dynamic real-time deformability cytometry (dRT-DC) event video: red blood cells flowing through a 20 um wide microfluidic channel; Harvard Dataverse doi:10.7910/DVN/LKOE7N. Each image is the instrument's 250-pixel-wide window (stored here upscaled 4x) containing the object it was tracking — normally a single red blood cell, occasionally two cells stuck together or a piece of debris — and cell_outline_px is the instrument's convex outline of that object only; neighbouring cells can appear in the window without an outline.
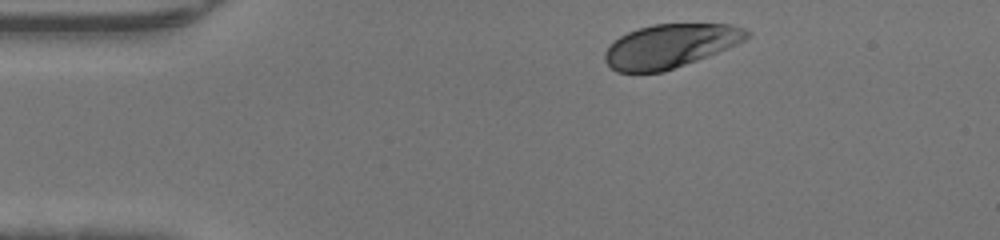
{"species": "human", "species_latin": "Homo sapiens", "temperature_condition": "warm", "stored_images_in_passage": 36, "camera_frame_rate_fps": 3000, "um_per_image_px": 0.085, "donor": {"sex": "male"}, "frame": {"image": 1, "passage_image": 1, "time_ms": 0.0, "image_size_px": [1000, 240], "cell_outline_px": [[752, 36], [736, 44], [708, 56], [664, 72], [616, 72], [604, 60], [604, 52], [620, 36], [628, 32], [652, 24], [732, 24], [744, 28], [752, 32]], "centroid_in_image_um": [56.99, 3.9], "position_along_channel_um": 28.0, "area_um2": 36.01}}
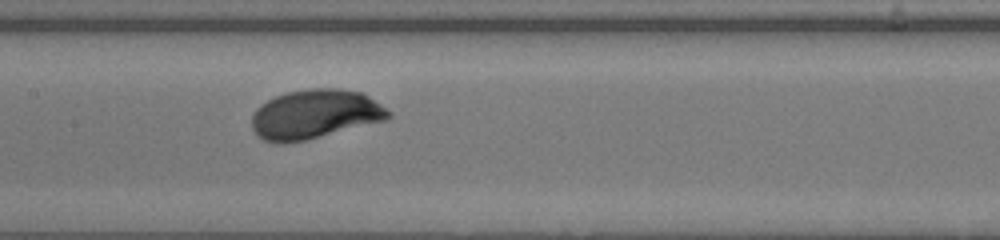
{"frame": {"image": 2, "passage_image": 16, "time_ms": 5.0, "image_size_px": [1000, 240], "cell_outline_px": [[392, 116], [388, 120], [304, 140], [280, 144], [276, 144], [264, 140], [256, 136], [252, 128], [252, 112], [260, 104], [276, 96], [288, 92], [308, 88], [340, 88], [360, 92], [368, 96], [392, 112]], "centroid_in_image_um": [26.76, 9.71], "position_along_channel_um": 180.6, "area_um2": 39.42}}
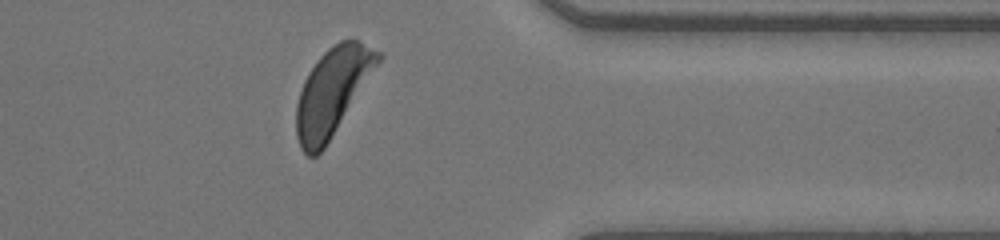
{"frame": {"image": 3, "passage_image": 31, "time_ms": 10.0, "image_size_px": [1000, 240], "cell_outline_px": [[384, 56], [324, 148], [316, 156], [308, 156], [300, 148], [296, 136], [296, 104], [304, 80], [308, 72], [316, 60], [328, 48], [340, 40], [356, 40], [380, 52]], "centroid_in_image_um": [28.23, 7.79], "position_along_channel_um": 383.2, "area_um2": 40.92}}